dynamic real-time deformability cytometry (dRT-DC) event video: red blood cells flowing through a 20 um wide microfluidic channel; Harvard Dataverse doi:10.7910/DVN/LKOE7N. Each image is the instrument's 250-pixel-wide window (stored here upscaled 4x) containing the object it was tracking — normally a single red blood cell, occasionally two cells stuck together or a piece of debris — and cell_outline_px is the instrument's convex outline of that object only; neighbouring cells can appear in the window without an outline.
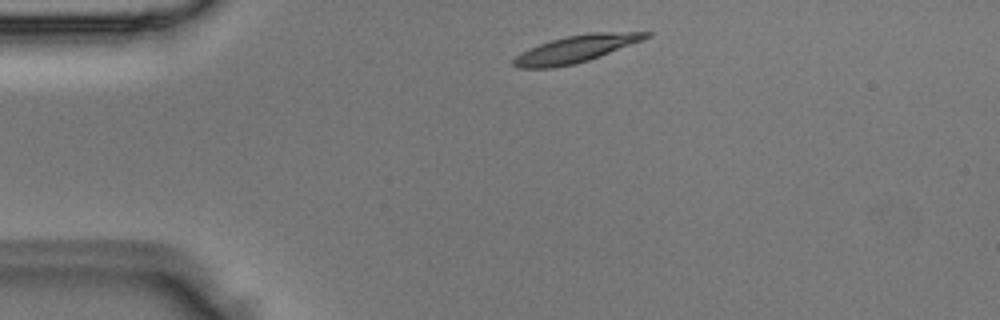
{"species": "Egyptian fruit bat (a non-hibernating species)", "species_latin": "Rousettus aegyptiacus", "temperature_condition": "room temperature", "stored_images_in_passage": 3, "camera_frame_rate_fps": 3000, "um_per_image_px": 0.085, "animal": {"sex": "male"}, "frame": {"image": 1, "passage_image": 1, "time_ms": 0.0, "image_size_px": [1000, 320], "cell_outline_px": [[652, 36], [644, 40], [600, 56], [576, 64], [552, 68], [516, 68], [512, 64], [512, 60], [520, 52], [528, 48], [552, 40], [568, 36], [592, 32], [652, 32]], "centroid_in_image_um": [48.95, 4.17], "position_along_channel_um": 36.1, "area_um2": 20.98}}